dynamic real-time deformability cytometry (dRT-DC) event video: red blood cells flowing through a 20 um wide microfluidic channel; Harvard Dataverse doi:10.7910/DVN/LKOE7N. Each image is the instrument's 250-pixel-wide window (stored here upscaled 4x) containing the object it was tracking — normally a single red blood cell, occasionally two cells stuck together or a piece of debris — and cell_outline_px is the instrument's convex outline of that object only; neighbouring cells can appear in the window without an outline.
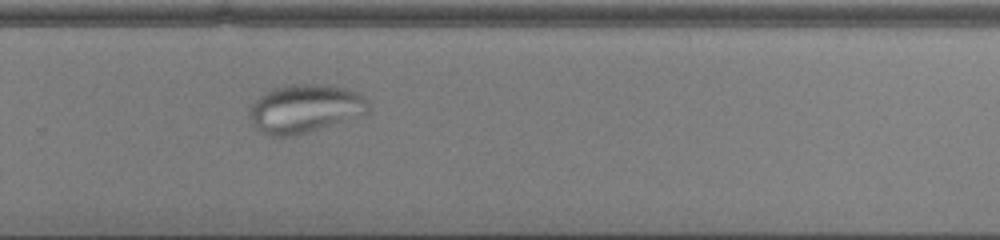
{"species": "common noctule bat (a hibernating species)", "species_latin": "Nyctalus noctula", "temperature_condition": "cold", "stored_images_in_passage": 45, "camera_frame_rate_fps": 3000, "um_per_image_px": 0.085, "animal": {"sex": "male", "body_mass_g": 13.0, "forearm_length_mm": 53.1}, "frame": {"image": 1, "passage_image": 28, "time_ms": 9.0, "image_size_px": [1000, 240], "cell_outline_px": [[368, 108], [364, 112], [296, 136], [272, 136], [264, 132], [248, 116], [248, 112], [252, 104], [260, 96], [272, 88], [292, 84], [324, 84], [344, 88], [356, 92], [364, 96], [368, 100]], "centroid_in_image_um": [25.87, 9.2], "position_along_channel_um": 303.9, "area_um2": 32.54}}
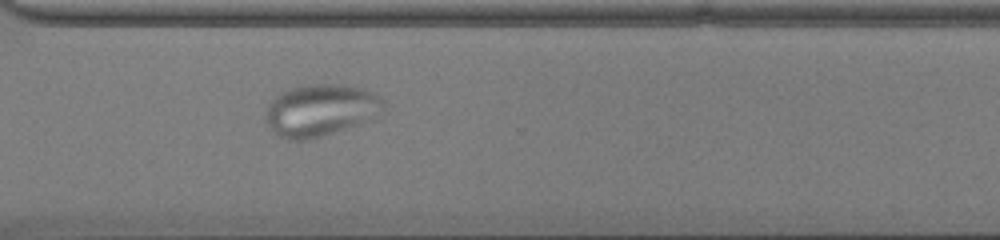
{"frame": {"image": 2, "passage_image": 31, "time_ms": 10.0, "image_size_px": [1000, 240], "cell_outline_px": [[384, 112], [356, 124], [308, 140], [288, 140], [276, 136], [264, 120], [264, 116], [268, 104], [280, 92], [292, 88], [308, 84], [332, 84], [364, 88], [380, 96], [384, 100]], "centroid_in_image_um": [27.2, 9.36], "position_along_channel_um": 343.4, "area_um2": 35.6}}